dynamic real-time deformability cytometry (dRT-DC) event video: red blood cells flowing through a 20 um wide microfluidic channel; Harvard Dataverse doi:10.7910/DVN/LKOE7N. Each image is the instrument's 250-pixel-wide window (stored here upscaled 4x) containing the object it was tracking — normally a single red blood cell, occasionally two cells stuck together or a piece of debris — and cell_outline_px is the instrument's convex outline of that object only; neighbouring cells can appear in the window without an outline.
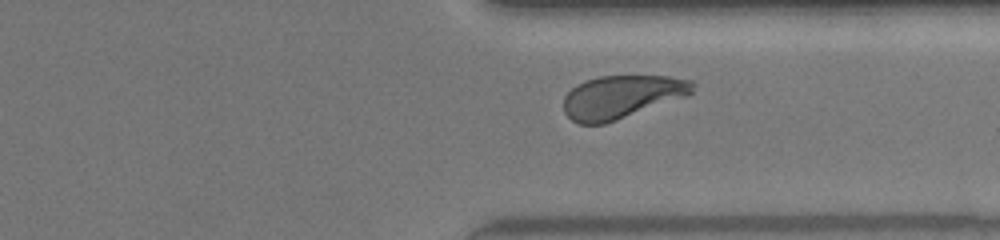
{"species": "human", "species_latin": "Homo sapiens", "temperature_condition": "warm", "stored_images_in_passage": 26, "camera_frame_rate_fps": 3000, "um_per_image_px": 0.085, "donor": {"sex": "female"}, "frame": {"image": 1, "passage_image": 22, "time_ms": 7.0, "image_size_px": [1000, 240], "cell_outline_px": [[696, 84], [692, 92], [688, 96], [604, 124], [580, 124], [572, 120], [564, 112], [564, 96], [576, 84], [584, 80], [600, 76], [668, 76], [692, 80]], "centroid_in_image_um": [52.85, 8.22], "position_along_channel_um": 358.5, "area_um2": 32.48}, "authors_computed_cell_mechanics": {"area_um2": 32.8015, "velocity_mm_per_s": 4.1597, "shape_relaxation_time_tau1_ms": 2.4472, "shape_relaxation_time_tau2_ms": null, "deformation_change_tau1": 0.1695, "deformation_change_tau2": null}}